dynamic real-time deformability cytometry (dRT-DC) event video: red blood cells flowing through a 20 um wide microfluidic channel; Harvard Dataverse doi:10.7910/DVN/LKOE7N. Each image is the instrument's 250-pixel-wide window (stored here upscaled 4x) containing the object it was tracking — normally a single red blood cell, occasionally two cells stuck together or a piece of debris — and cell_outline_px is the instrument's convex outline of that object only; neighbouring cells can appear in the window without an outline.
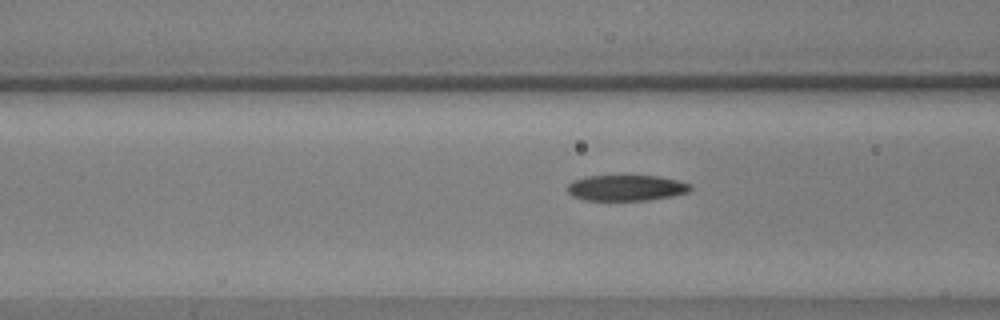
{"species": "common noctule bat (a hibernating species)", "species_latin": "Nyctalus noctula", "temperature_condition": "warm", "stored_images_in_passage": 41, "camera_frame_rate_fps": 3000, "um_per_image_px": 0.085, "animal": {"sex": "male", "body_mass_g": 17.9, "forearm_length_mm": 54.2}, "frame": {"image": 1, "passage_image": 13, "time_ms": 4.0, "image_size_px": [1000, 320], "cell_outline_px": [[692, 188], [688, 192], [672, 196], [648, 200], [584, 200], [572, 196], [568, 192], [568, 184], [572, 180], [588, 176], [660, 176], [692, 184]], "centroid_in_image_um": [53.23, 15.97], "position_along_channel_um": 113.4, "area_um2": 18.5}}
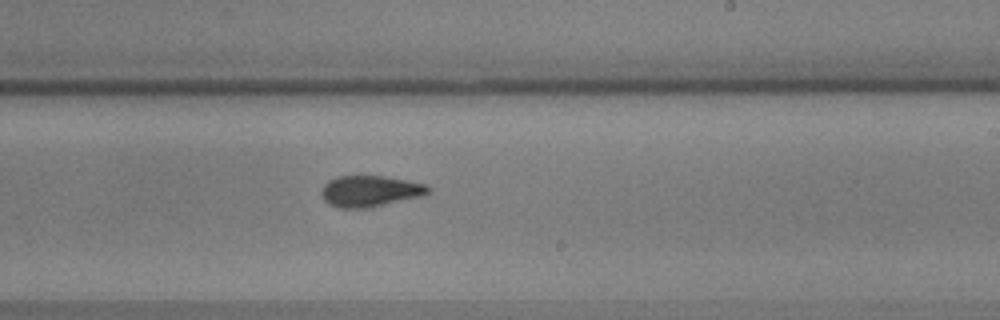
{"frame": {"image": 2, "passage_image": 25, "time_ms": 8.0, "image_size_px": [1000, 320], "cell_outline_px": [[428, 192], [424, 196], [368, 208], [340, 208], [328, 204], [324, 200], [320, 192], [324, 184], [328, 180], [336, 176], [384, 176], [428, 184]], "centroid_in_image_um": [31.43, 16.25], "position_along_channel_um": 257.6, "area_um2": 19.54}}
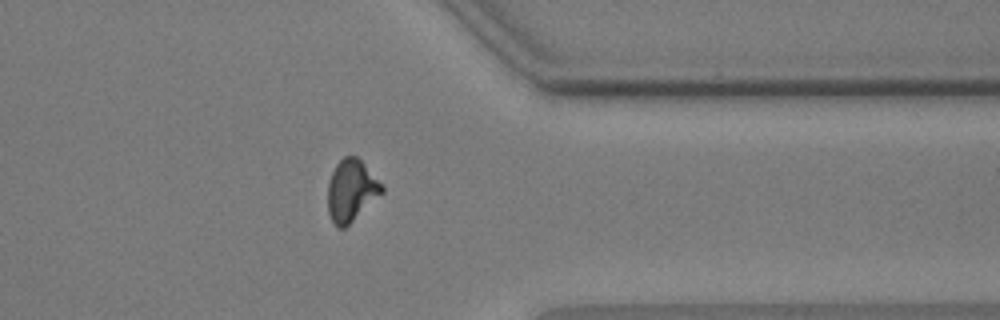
{"frame": {"image": 3, "passage_image": 36, "time_ms": 11.667, "image_size_px": [1000, 320], "cell_outline_px": [[384, 192], [344, 228], [336, 228], [328, 212], [328, 184], [332, 172], [336, 164], [344, 156], [356, 156], [384, 184]], "centroid_in_image_um": [29.87, 16.19], "position_along_channel_um": 381.5, "area_um2": 19.42}}